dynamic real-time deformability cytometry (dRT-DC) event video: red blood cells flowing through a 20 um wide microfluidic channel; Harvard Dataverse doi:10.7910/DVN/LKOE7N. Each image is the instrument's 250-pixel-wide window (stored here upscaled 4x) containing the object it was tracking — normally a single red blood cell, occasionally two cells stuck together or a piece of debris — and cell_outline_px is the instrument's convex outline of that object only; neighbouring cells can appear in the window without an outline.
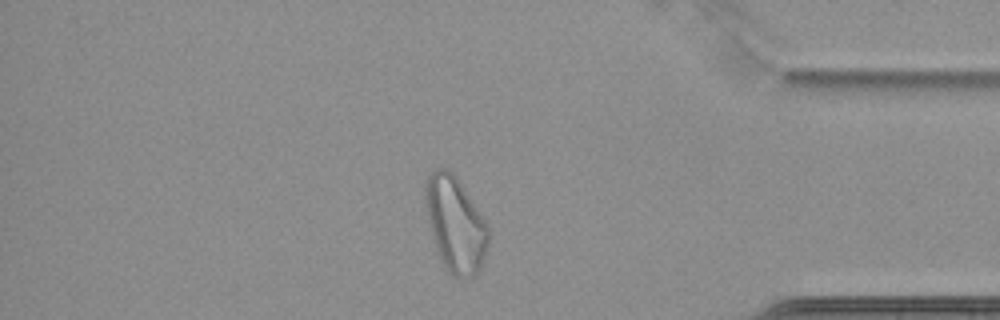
{"species": "common noctule bat (a hibernating species)", "species_latin": "Nyctalus noctula", "temperature_condition": "cold", "stored_images_in_passage": 39, "camera_frame_rate_fps": 3000, "um_per_image_px": 0.085, "animal": {"sex": "female", "body_mass_g": 22.7, "forearm_length_mm": 54.2}, "frame": {"image": 1, "passage_image": 34, "time_ms": 11.0, "image_size_px": [1000, 320], "cell_outline_px": [[488, 244], [480, 268], [472, 276], [460, 280], [452, 276], [444, 264], [436, 248], [428, 220], [424, 204], [424, 180], [436, 168], [448, 168], [456, 176], [488, 224]], "centroid_in_image_um": [38.68, 19.03], "position_along_channel_um": 396.5, "area_um2": 34.91}}